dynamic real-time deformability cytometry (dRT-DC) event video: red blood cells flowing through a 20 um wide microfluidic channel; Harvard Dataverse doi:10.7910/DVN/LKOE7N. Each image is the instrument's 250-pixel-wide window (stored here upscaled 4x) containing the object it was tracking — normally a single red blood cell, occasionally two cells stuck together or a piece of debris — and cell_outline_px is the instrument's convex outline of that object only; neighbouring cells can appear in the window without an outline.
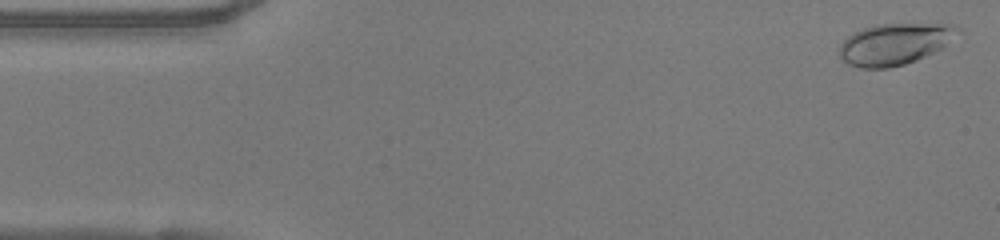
{"species": "human", "species_latin": "Homo sapiens", "temperature_condition": "warm", "stored_images_in_passage": 49, "camera_frame_rate_fps": 3000, "um_per_image_px": 0.085, "donor": {"sex": "female"}, "frame": {"image": 1, "passage_image": 1, "time_ms": 0.0, "image_size_px": [1000, 240], "cell_outline_px": [[960, 32], [940, 48], [916, 60], [904, 64], [888, 68], [860, 68], [848, 64], [840, 56], [840, 44], [848, 36], [864, 28], [876, 24], [948, 24], [960, 28]], "centroid_in_image_um": [76.02, 3.74], "position_along_channel_um": 9.0, "area_um2": 28.09}}
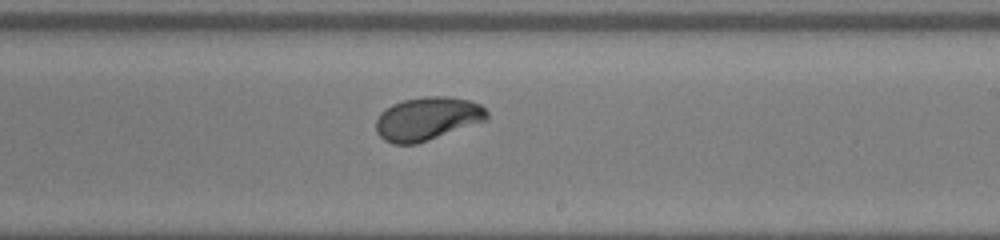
{"frame": {"image": 2, "passage_image": 28, "time_ms": 9.0, "image_size_px": [1000, 240], "cell_outline_px": [[488, 116], [484, 120], [428, 140], [416, 144], [392, 144], [384, 140], [376, 132], [376, 120], [380, 112], [392, 104], [404, 100], [424, 96], [448, 96], [468, 100], [480, 104], [488, 112]], "centroid_in_image_um": [36.27, 10.08], "position_along_channel_um": 252.7, "area_um2": 27.74}}
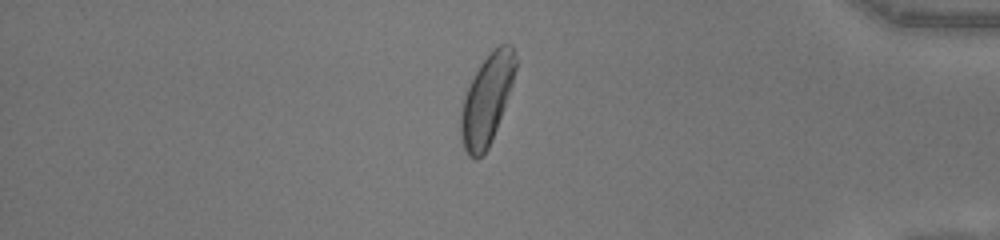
{"frame": {"image": 3, "passage_image": 41, "time_ms": 13.333, "image_size_px": [1000, 240], "cell_outline_px": [[516, 68], [512, 84], [504, 108], [488, 148], [476, 160], [468, 156], [464, 148], [460, 132], [460, 112], [464, 96], [480, 64], [500, 44], [512, 44], [516, 60]], "centroid_in_image_um": [41.37, 8.49], "position_along_channel_um": 393.8, "area_um2": 28.09}, "authors_computed_cell_mechanics": {"area_um2": 27.744, "velocity_mm_per_s": 4.0694, "shape_relaxation_time_tau1_ms": 5.0081, "shape_relaxation_time_tau2_ms": 0.6154, "deformation_change_tau1": 0.1927, "deformation_change_tau2": 0.0507}}